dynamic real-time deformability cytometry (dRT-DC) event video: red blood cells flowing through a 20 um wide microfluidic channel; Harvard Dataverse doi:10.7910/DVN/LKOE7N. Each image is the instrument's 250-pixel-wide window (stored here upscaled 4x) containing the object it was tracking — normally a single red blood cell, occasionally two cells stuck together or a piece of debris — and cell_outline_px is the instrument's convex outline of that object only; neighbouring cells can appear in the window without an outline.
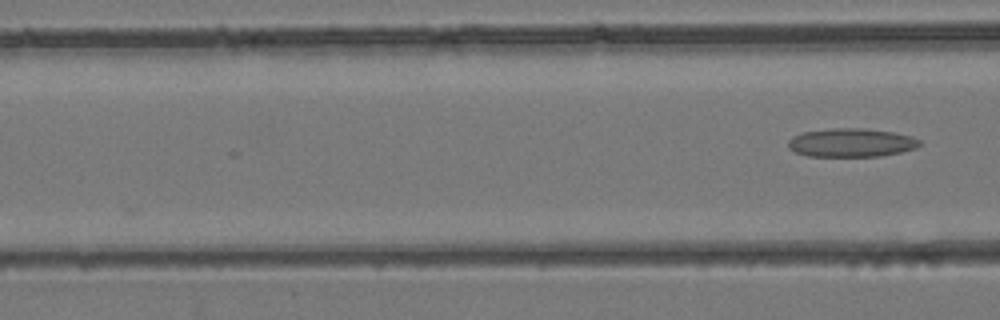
{"species": "common noctule bat (a hibernating species)", "species_latin": "Nyctalus noctula", "temperature_condition": "room temperature", "stored_images_in_passage": 4, "camera_frame_rate_fps": 3000, "um_per_image_px": 0.085, "animal": {"sex": "female", "body_mass_g": 24.6, "forearm_length_mm": 56.2}, "frame": {"image": 1, "passage_image": 4, "time_ms": 1.0, "image_size_px": [1000, 320], "cell_outline_px": [[920, 144], [916, 148], [900, 152], [880, 156], [808, 156], [796, 152], [788, 148], [788, 140], [792, 136], [804, 132], [832, 128], [864, 128], [892, 132], [912, 136], [920, 140]], "centroid_in_image_um": [72.35, 12.12], "position_along_channel_um": 94.3, "area_um2": 21.85}}